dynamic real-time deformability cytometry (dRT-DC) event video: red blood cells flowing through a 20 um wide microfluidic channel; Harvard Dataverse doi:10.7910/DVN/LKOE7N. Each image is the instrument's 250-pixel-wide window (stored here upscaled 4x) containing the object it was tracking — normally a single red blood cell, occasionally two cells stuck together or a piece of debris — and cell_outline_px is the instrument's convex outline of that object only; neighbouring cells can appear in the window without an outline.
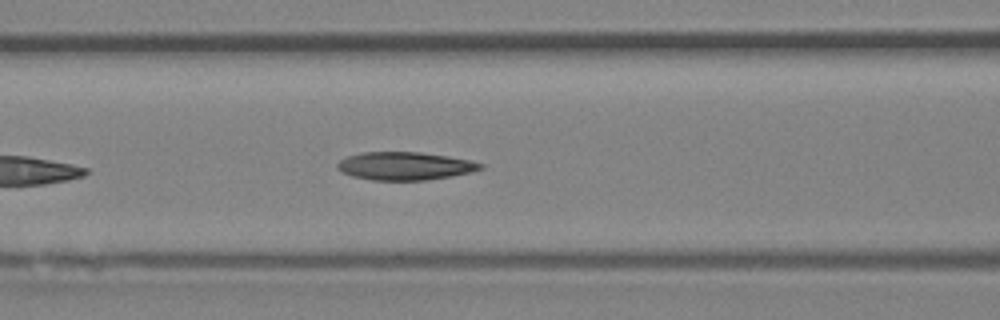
{"species": "Egyptian fruit bat (a non-hibernating species)", "species_latin": "Rousettus aegyptiacus", "temperature_condition": "room temperature", "stored_images_in_passage": 5, "camera_frame_rate_fps": 3000, "um_per_image_px": 0.085, "animal": {"sex": "female"}, "frame": {"image": 1, "passage_image": 4, "time_ms": 4.0, "image_size_px": [1000, 320], "cell_outline_px": [[484, 168], [472, 172], [452, 176], [424, 180], [372, 180], [352, 176], [340, 172], [336, 168], [336, 164], [340, 160], [348, 156], [364, 152], [420, 152], [448, 156], [468, 160], [484, 164]], "centroid_in_image_um": [34.4, 14.11], "position_along_channel_um": 132.2, "area_um2": 23.41}}